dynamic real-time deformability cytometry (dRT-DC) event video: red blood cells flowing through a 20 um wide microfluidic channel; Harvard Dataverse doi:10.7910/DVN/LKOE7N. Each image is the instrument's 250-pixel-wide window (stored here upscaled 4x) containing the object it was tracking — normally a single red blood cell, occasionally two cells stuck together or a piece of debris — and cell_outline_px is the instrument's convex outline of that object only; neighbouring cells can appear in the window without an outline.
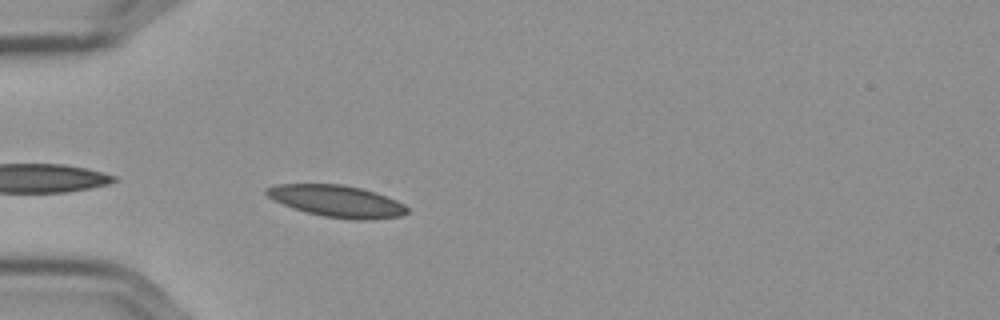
{"species": "Egyptian fruit bat (a non-hibernating species)", "species_latin": "Rousettus aegyptiacus", "temperature_condition": "cold", "stored_images_in_passage": 35, "camera_frame_rate_fps": 3000, "um_per_image_px": 0.085, "frame": {"image": 1, "passage_image": 2, "time_ms": 0.333, "image_size_px": [1000, 320], "cell_outline_px": [[408, 212], [400, 216], [372, 220], [352, 220], [324, 216], [304, 212], [272, 200], [264, 192], [264, 188], [276, 184], [344, 184], [376, 192], [396, 200], [404, 204], [408, 208]], "centroid_in_image_um": [28.62, 17.1], "position_along_channel_um": 56.4, "area_um2": 26.3}}
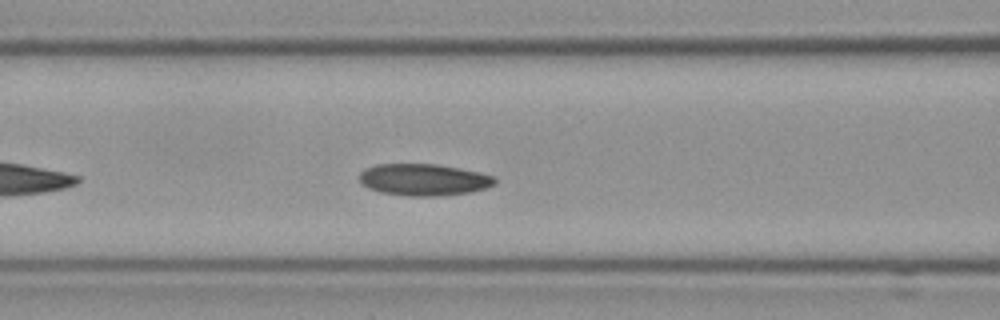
{"frame": {"image": 2, "passage_image": 9, "time_ms": 2.667, "image_size_px": [1000, 320], "cell_outline_px": [[496, 184], [484, 188], [468, 192], [432, 196], [408, 196], [380, 192], [368, 188], [360, 180], [360, 172], [376, 164], [436, 164], [460, 168], [496, 176]], "centroid_in_image_um": [36.03, 15.27], "position_along_channel_um": 130.6, "area_um2": 24.85}}
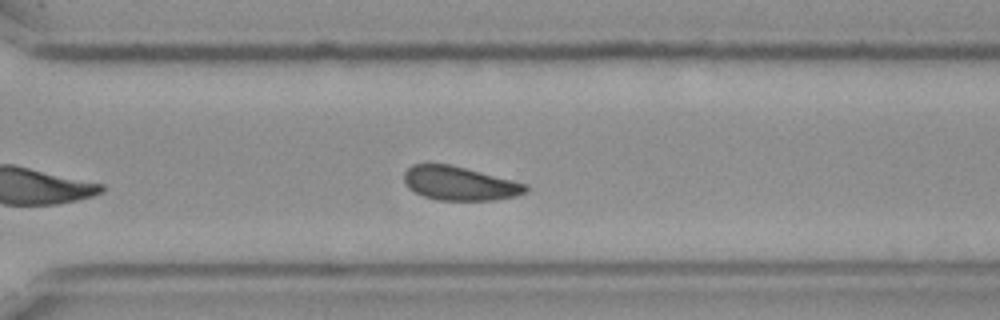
{"frame": {"image": 3, "passage_image": 26, "time_ms": 8.333, "image_size_px": [1000, 320], "cell_outline_px": [[528, 192], [516, 196], [496, 200], [440, 200], [424, 196], [408, 188], [404, 180], [404, 172], [412, 164], [448, 164], [528, 184]], "centroid_in_image_um": [39.08, 15.6], "position_along_channel_um": 331.5, "area_um2": 23.81}, "authors_computed_cell_mechanics": {"area_um2": 24.3916, "velocity_mm_per_s": 3.5512, "shape_relaxation_time_tau1_ms": null, "shape_relaxation_time_tau2_ms": 4.2482, "deformation_change_tau1": null, "deformation_change_tau2": 0.0853}}